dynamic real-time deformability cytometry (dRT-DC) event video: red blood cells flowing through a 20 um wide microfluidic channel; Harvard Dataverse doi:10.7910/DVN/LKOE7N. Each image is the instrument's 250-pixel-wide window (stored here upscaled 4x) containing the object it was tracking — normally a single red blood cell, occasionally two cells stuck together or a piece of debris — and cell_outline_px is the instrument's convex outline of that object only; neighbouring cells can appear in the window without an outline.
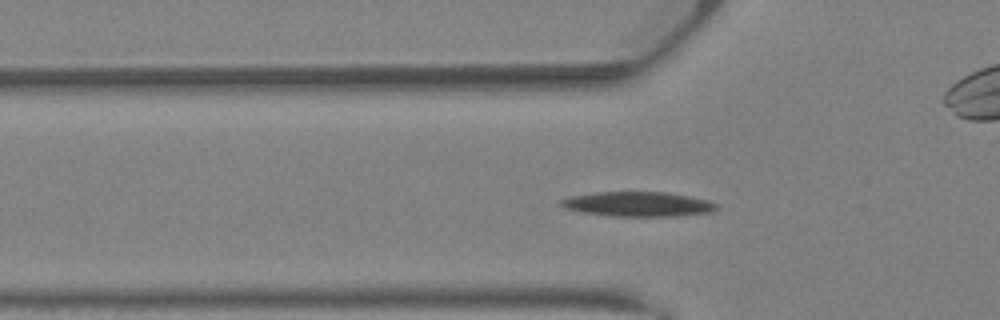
{"species": "Egyptian fruit bat (a non-hibernating species)", "species_latin": "Rousettus aegyptiacus", "temperature_condition": "warm", "stored_images_in_passage": 2, "camera_frame_rate_fps": 3000, "um_per_image_px": 0.085, "animal": {"sex": "female"}, "frame": {"image": 1, "passage_image": 2, "time_ms": 0.333, "image_size_px": [1000, 320], "cell_outline_px": [[716, 208], [712, 212], [676, 216], [612, 216], [580, 212], [568, 208], [560, 204], [560, 200], [572, 196], [596, 192], [668, 192], [708, 200], [716, 204]], "centroid_in_image_um": [54.24, 17.35], "position_along_channel_um": 71.6, "area_um2": 22.2}}